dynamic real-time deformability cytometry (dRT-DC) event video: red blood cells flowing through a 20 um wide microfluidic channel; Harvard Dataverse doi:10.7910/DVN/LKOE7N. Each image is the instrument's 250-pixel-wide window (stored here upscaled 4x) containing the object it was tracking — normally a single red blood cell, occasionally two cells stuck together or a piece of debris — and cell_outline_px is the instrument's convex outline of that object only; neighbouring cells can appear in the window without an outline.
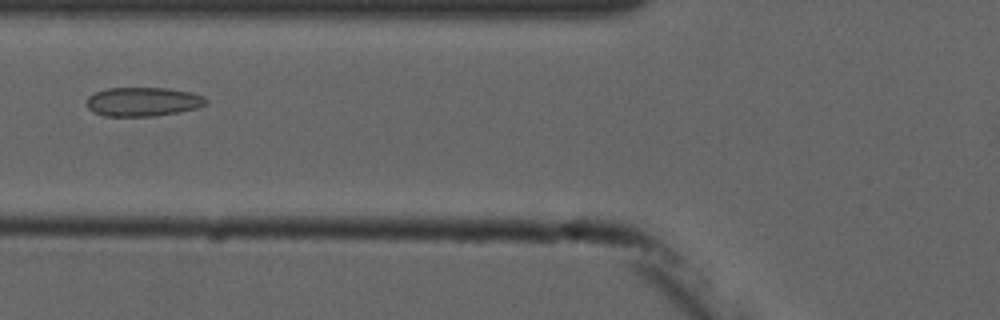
{"species": "common noctule bat (a hibernating species)", "species_latin": "Nyctalus noctula", "temperature_condition": "cold", "stored_images_in_passage": 6, "camera_frame_rate_fps": 3000, "um_per_image_px": 0.085, "animal": {"sex": "male", "forearm_length_mm": 52.5}, "frame": {"image": 1, "passage_image": 6, "time_ms": 5.667, "image_size_px": [1000, 320], "cell_outline_px": [[208, 100], [204, 104], [196, 108], [180, 112], [156, 116], [104, 116], [92, 112], [88, 108], [88, 96], [96, 92], [108, 88], [168, 88], [192, 92], [204, 96]], "centroid_in_image_um": [12.16, 8.65], "position_along_channel_um": 113.6, "area_um2": 20.23}}